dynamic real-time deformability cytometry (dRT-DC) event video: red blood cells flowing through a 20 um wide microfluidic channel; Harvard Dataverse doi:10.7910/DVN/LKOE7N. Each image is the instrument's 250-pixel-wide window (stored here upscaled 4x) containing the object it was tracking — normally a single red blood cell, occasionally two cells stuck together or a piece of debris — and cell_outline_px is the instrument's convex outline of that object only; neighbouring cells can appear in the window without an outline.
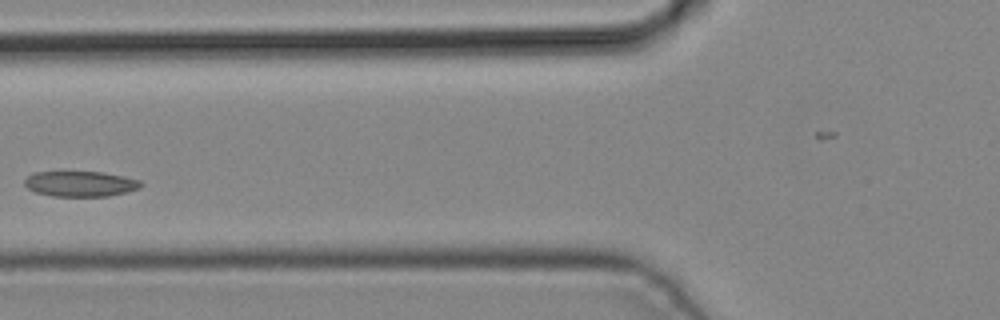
{"species": "common noctule bat (a hibernating species)", "species_latin": "Nyctalus noctula", "temperature_condition": "cold", "stored_images_in_passage": 4, "camera_frame_rate_fps": 3000, "um_per_image_px": 0.085, "animal": {"sex": "male", "body_mass_g": 19.2, "forearm_length_mm": 51.8}, "frame": {"image": 1, "passage_image": 3, "time_ms": 0.667, "image_size_px": [1000, 320], "cell_outline_px": [[144, 184], [140, 188], [108, 196], [52, 196], [36, 192], [28, 188], [24, 184], [24, 180], [32, 172], [100, 172], [124, 176], [140, 180]], "centroid_in_image_um": [6.83, 15.62], "position_along_channel_um": 119.0, "area_um2": 17.17}}